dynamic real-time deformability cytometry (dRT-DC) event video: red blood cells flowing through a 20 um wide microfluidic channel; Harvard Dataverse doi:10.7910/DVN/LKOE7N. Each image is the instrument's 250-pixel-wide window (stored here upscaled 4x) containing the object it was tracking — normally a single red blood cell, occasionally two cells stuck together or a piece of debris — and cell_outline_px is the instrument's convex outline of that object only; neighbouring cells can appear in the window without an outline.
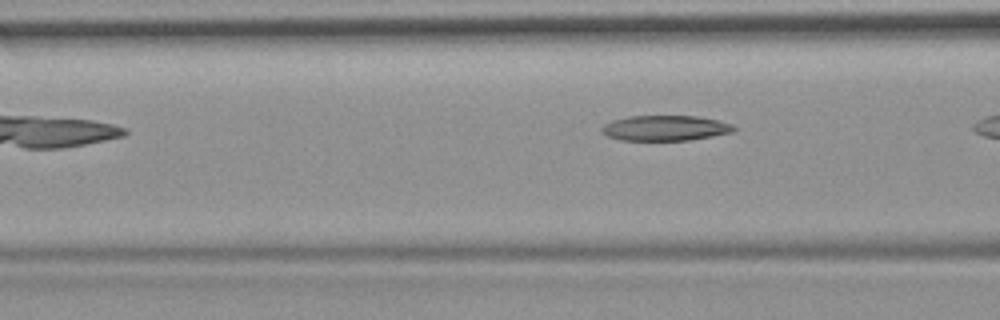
{"species": "common noctule bat (a hibernating species)", "species_latin": "Nyctalus noctula", "temperature_condition": "room temperature", "stored_images_in_passage": 9, "camera_frame_rate_fps": 3000, "um_per_image_px": 0.085, "animal": {"sex": "female", "body_mass_g": 19.9}, "frame": {"image": 1, "passage_image": 9, "time_ms": 10.333, "image_size_px": [1000, 320], "cell_outline_px": [[736, 128], [732, 132], [712, 136], [688, 140], [620, 140], [608, 136], [600, 132], [600, 128], [604, 124], [612, 120], [628, 116], [696, 116], [716, 120], [732, 124]], "centroid_in_image_um": [56.49, 10.88], "position_along_channel_um": 110.1, "area_um2": 19.42}}